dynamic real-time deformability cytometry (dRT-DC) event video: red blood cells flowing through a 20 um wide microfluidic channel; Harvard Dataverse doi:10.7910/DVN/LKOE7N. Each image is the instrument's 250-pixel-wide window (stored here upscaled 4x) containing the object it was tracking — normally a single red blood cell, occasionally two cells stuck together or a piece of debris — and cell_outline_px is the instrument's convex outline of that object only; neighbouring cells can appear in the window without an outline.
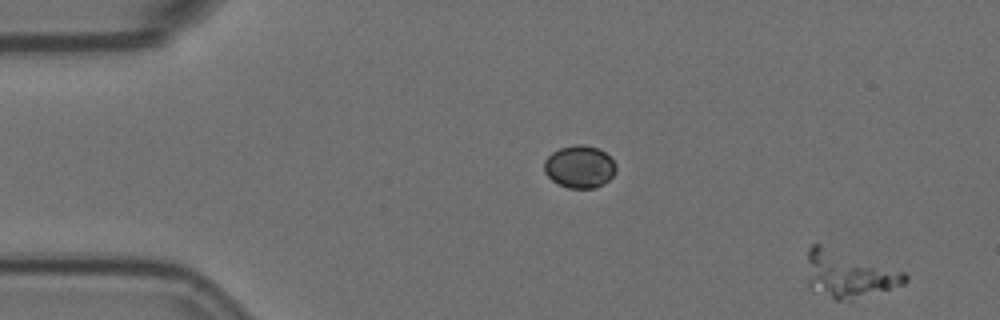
{"species": "Egyptian fruit bat (a non-hibernating species)", "species_latin": "Rousettus aegyptiacus", "temperature_condition": "room temperature", "stored_images_in_passage": 3, "segment_of_instrument_passage": [2, 2], "camera_frame_rate_fps": 3000, "um_per_image_px": 0.085, "animal": {"sex": "female"}, "frame": {"image": 1, "passage_image": 3, "time_ms": 0.667, "image_size_px": [1000, 320], "cell_outline_px": [[908, 280], [904, 284], [848, 300], [836, 300], [808, 288], [808, 248], [812, 244], [820, 244], [904, 272], [908, 276]], "centroid_in_image_um": [72.1, 23.31], "position_along_channel_um": 12.9, "area_um2": 26.07}}